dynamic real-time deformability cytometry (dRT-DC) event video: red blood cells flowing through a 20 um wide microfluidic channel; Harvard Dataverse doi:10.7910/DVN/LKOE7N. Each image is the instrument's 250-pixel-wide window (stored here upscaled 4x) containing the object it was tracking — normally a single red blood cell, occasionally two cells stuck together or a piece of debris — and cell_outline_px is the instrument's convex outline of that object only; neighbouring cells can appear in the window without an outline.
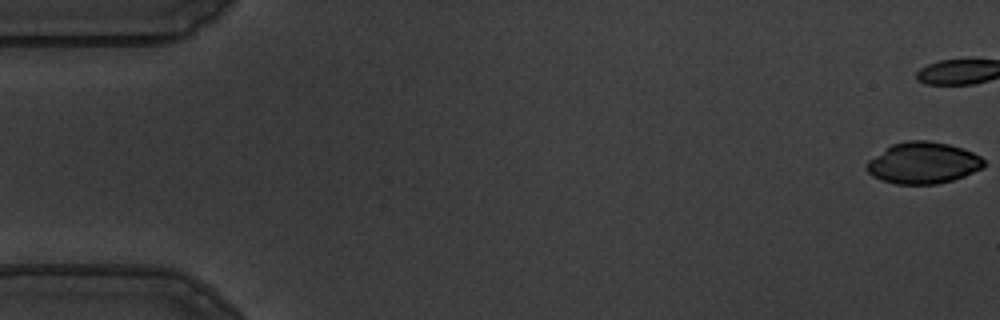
{"species": "common noctule bat (a hibernating species)", "species_latin": "Nyctalus noctula", "temperature_condition": "warm", "stored_images_in_passage": 15, "camera_frame_rate_fps": 3000, "um_per_image_px": 0.085, "animal": {"sex": "male", "body_mass_g": 19.5, "forearm_length_mm": 54.6}, "frame": {"image": 1, "passage_image": 1, "time_ms": 0.0, "image_size_px": [1000, 320], "cell_outline_px": [[984, 168], [964, 176], [952, 180], [936, 184], [896, 184], [880, 180], [872, 176], [864, 168], [868, 160], [892, 144], [908, 140], [928, 140], [948, 144], [972, 152], [980, 156], [984, 160]], "centroid_in_image_um": [78.44, 13.85], "position_along_channel_um": 6.6, "area_um2": 28.38}}